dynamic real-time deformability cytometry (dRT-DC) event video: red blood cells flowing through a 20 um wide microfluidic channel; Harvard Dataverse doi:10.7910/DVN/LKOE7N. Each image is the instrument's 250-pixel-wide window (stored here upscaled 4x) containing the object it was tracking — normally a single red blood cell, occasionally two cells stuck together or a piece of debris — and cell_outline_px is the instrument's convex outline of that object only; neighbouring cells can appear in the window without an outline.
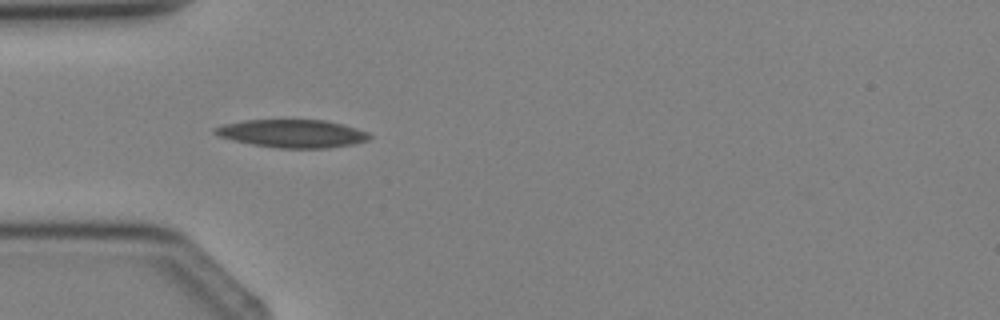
{"species": "Egyptian fruit bat (a non-hibernating species)", "species_latin": "Rousettus aegyptiacus", "temperature_condition": "cold", "stored_images_in_passage": 3, "camera_frame_rate_fps": 3000, "um_per_image_px": 0.085, "animal": {"sex": "female"}, "frame": {"image": 1, "passage_image": 3, "time_ms": 2.333, "image_size_px": [1000, 320], "cell_outline_px": [[372, 136], [368, 140], [356, 144], [328, 148], [280, 148], [252, 144], [232, 140], [220, 136], [212, 132], [212, 128], [224, 124], [244, 120], [324, 120], [344, 124], [368, 132]], "centroid_in_image_um": [24.87, 11.35], "position_along_channel_um": 60.1, "area_um2": 25.32}}